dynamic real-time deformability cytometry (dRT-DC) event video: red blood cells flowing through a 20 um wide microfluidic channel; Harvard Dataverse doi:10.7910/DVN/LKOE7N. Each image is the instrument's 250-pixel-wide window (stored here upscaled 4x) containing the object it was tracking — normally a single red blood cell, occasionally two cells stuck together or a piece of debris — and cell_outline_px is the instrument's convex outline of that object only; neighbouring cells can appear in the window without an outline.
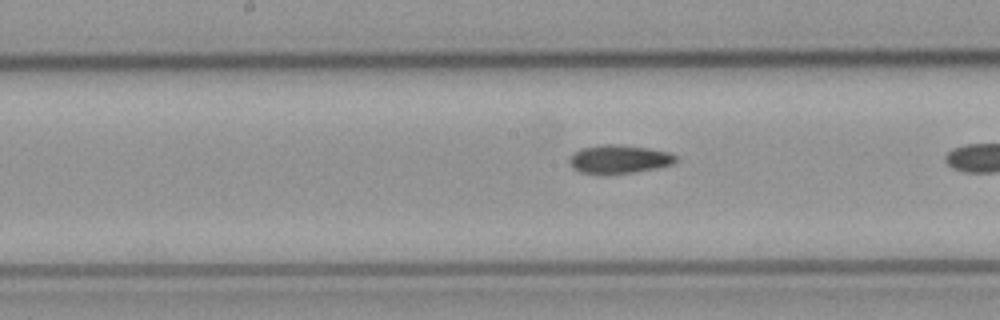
{"species": "common noctule bat (a hibernating species)", "species_latin": "Nyctalus noctula", "temperature_condition": "cold", "stored_images_in_passage": 13, "camera_frame_rate_fps": 3000, "um_per_image_px": 0.085, "animal": {"sex": "male", "body_mass_g": 23.1, "forearm_length_mm": 52.7}, "frame": {"image": 1, "passage_image": 8, "time_ms": 2.333, "image_size_px": [1000, 320], "cell_outline_px": [[676, 160], [672, 164], [656, 168], [636, 172], [580, 172], [572, 168], [568, 160], [580, 148], [604, 144], [620, 144], [648, 148], [668, 152], [676, 156]], "centroid_in_image_um": [52.63, 13.5], "position_along_channel_um": 195.6, "area_um2": 17.17}}